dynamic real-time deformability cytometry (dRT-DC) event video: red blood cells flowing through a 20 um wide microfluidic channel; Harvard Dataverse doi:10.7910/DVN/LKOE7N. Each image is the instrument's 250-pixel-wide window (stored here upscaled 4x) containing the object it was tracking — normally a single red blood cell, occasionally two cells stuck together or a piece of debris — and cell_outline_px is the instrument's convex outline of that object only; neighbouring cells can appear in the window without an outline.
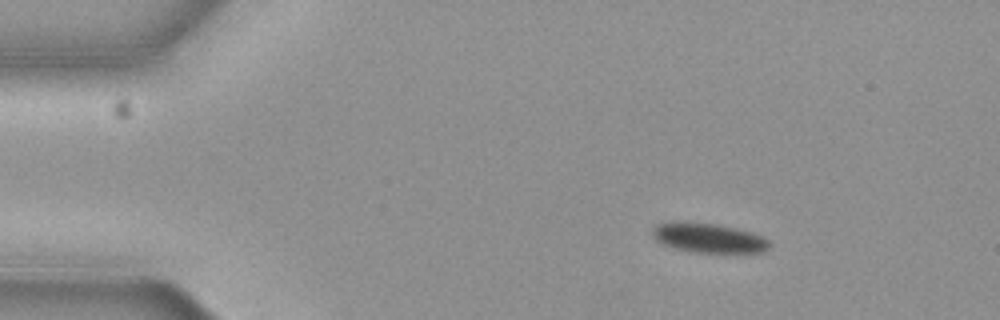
{"species": "common noctule bat (a hibernating species)", "species_latin": "Nyctalus noctula", "temperature_condition": "cold", "stored_images_in_passage": 3, "camera_frame_rate_fps": 3000, "um_per_image_px": 0.085, "animal": {"sex": "female", "body_mass_g": 19.3, "forearm_length_mm": 54.1}, "frame": {"image": 1, "passage_image": 1, "time_ms": 0.0, "image_size_px": [1000, 320], "cell_outline_px": [[772, 244], [764, 252], [688, 252], [664, 244], [656, 240], [652, 236], [652, 228], [656, 224], [672, 220], [716, 224], [736, 228], [752, 232], [764, 236]], "centroid_in_image_um": [60.21, 20.2], "position_along_channel_um": 24.8, "area_um2": 20.4}}